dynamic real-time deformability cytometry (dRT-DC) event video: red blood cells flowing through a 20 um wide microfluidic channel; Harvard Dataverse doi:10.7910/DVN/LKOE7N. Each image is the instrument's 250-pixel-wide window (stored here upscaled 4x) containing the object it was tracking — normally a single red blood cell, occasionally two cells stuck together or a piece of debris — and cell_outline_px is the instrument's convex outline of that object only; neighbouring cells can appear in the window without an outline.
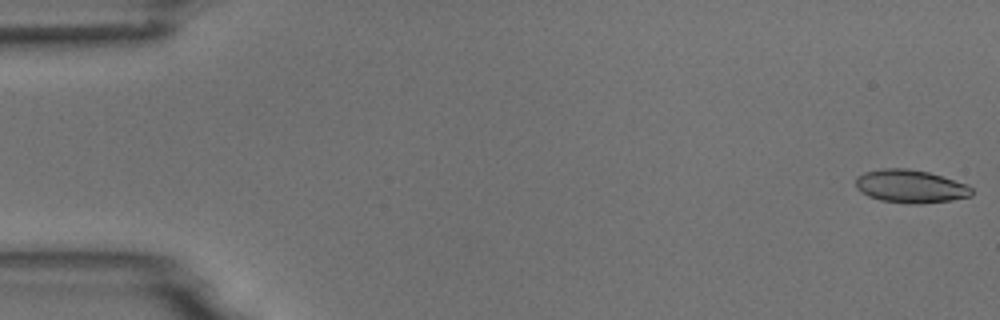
{"species": "common noctule bat (a hibernating species)", "species_latin": "Nyctalus noctula", "temperature_condition": "room temperature", "stored_images_in_passage": 5, "camera_frame_rate_fps": 3000, "um_per_image_px": 0.085, "animal": {"sex": "male", "body_mass_g": 18.8}, "frame": {"image": 1, "passage_image": 1, "time_ms": 0.0, "image_size_px": [1000, 320], "cell_outline_px": [[972, 196], [952, 200], [920, 204], [908, 204], [880, 200], [868, 196], [860, 192], [856, 188], [856, 176], [864, 172], [880, 168], [908, 168], [928, 172], [968, 184], [972, 188]], "centroid_in_image_um": [77.37, 15.84], "position_along_channel_um": 7.6, "area_um2": 22.66}}
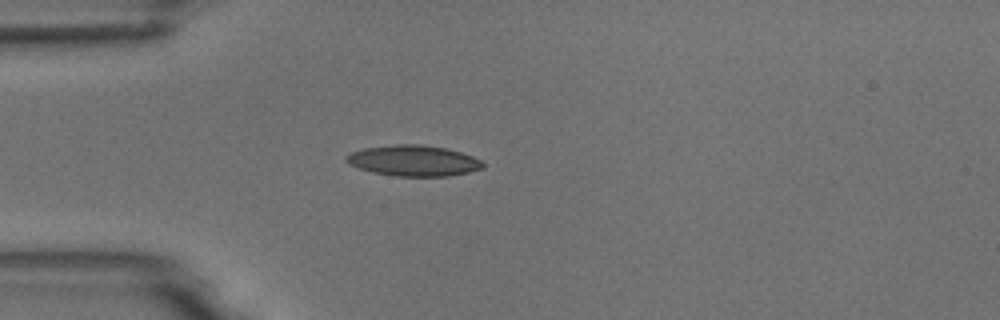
{"frame": {"image": 2, "passage_image": 5, "time_ms": 4.667, "image_size_px": [1000, 320], "cell_outline_px": [[484, 168], [468, 172], [448, 176], [396, 176], [372, 172], [348, 164], [344, 160], [344, 156], [352, 152], [364, 148], [396, 144], [420, 144], [444, 148], [460, 152], [472, 156], [480, 160], [484, 164]], "centroid_in_image_um": [35.12, 13.66], "position_along_channel_um": 49.9, "area_um2": 24.45}}